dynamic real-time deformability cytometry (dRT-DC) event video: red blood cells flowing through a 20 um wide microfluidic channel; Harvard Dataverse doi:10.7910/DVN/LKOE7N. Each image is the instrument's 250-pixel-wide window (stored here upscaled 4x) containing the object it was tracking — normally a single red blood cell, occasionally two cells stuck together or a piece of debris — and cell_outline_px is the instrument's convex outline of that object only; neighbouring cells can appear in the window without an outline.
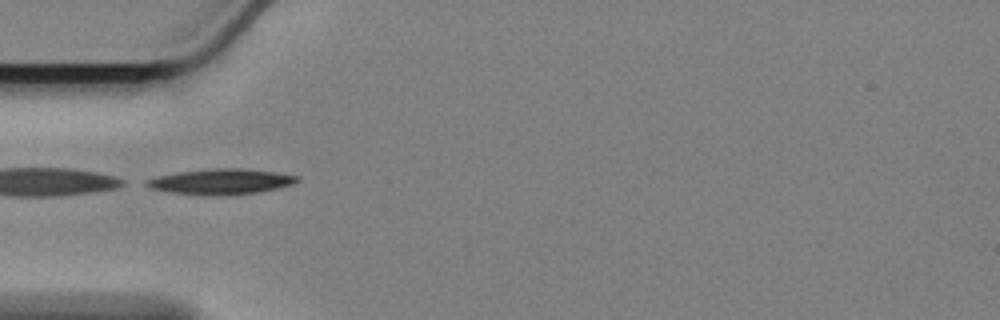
{"species": "Egyptian fruit bat (a non-hibernating species)", "species_latin": "Rousettus aegyptiacus", "temperature_condition": "cold", "stored_images_in_passage": 32, "camera_frame_rate_fps": 3000, "um_per_image_px": 0.085, "animal": {"sex": "female"}, "frame": {"image": 1, "passage_image": 1, "time_ms": 0.0, "image_size_px": [1000, 320], "cell_outline_px": [[300, 180], [292, 184], [260, 192], [232, 196], [204, 196], [172, 192], [152, 188], [144, 184], [144, 180], [156, 176], [180, 172], [216, 168], [240, 168], [272, 172], [300, 176]], "centroid_in_image_um": [18.78, 15.45], "position_along_channel_um": 66.2, "area_um2": 22.48}}
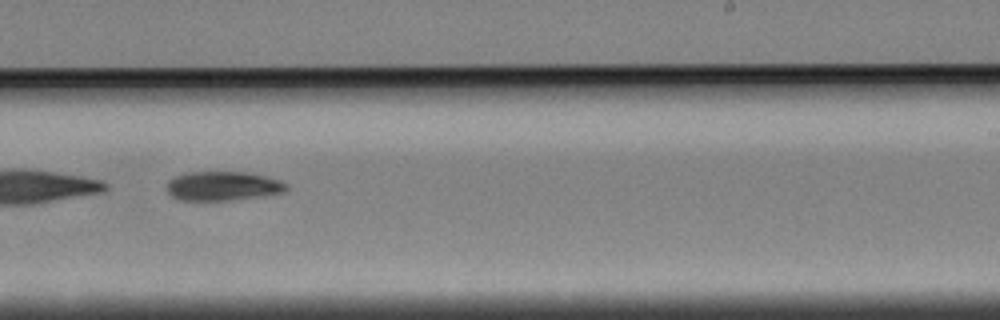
{"frame": {"image": 2, "passage_image": 19, "time_ms": 6.0, "image_size_px": [1000, 320], "cell_outline_px": [[288, 188], [284, 192], [264, 196], [232, 200], [180, 200], [172, 196], [168, 192], [168, 180], [176, 176], [188, 172], [244, 172], [264, 176], [280, 180], [288, 184]], "centroid_in_image_um": [18.97, 15.81], "position_along_channel_um": 270.0, "area_um2": 20.29}}
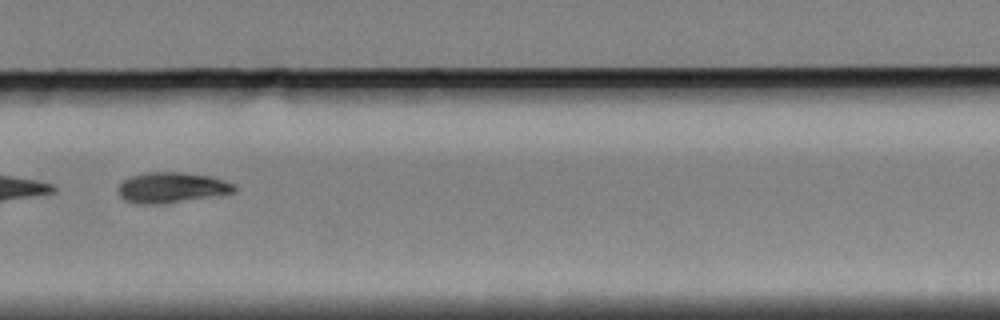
{"frame": {"image": 3, "passage_image": 23, "time_ms": 7.333, "image_size_px": [1000, 320], "cell_outline_px": [[236, 192], [220, 196], [168, 204], [136, 204], [124, 200], [120, 196], [116, 188], [128, 176], [144, 172], [180, 172], [212, 176], [236, 184]], "centroid_in_image_um": [14.62, 15.96], "position_along_channel_um": 315.2, "area_um2": 21.44}, "authors_computed_cell_mechanics": {"area_um2": 21.1259, "velocity_mm_per_s": 3.4057, "shape_relaxation_time_tau1_ms": 2.4081, "shape_relaxation_time_tau2_ms": null, "deformation_change_tau1": 0.1179, "deformation_change_tau2": null}}